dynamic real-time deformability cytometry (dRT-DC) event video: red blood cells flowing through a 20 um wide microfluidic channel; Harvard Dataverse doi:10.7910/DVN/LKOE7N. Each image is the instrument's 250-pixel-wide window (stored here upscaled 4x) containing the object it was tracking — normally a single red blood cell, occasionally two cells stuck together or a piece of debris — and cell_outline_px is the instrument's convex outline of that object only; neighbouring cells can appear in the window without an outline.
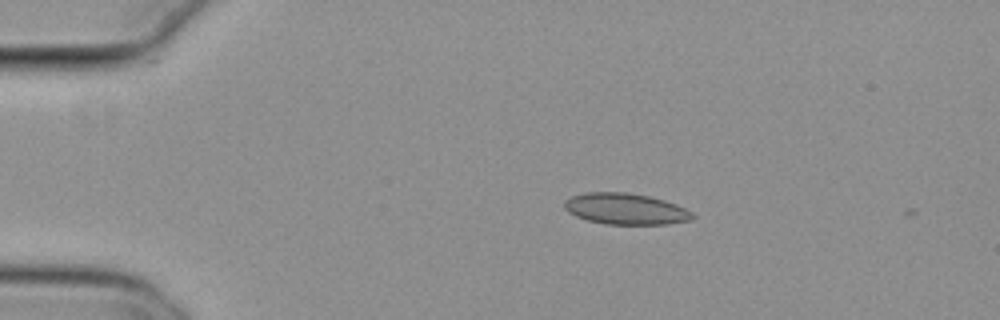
{"species": "common noctule bat (a hibernating species)", "species_latin": "Nyctalus noctula", "temperature_condition": "cold", "stored_images_in_passage": 4, "camera_frame_rate_fps": 3000, "um_per_image_px": 0.085, "animal": {"sex": "female", "body_mass_g": 29.2, "forearm_length_mm": 56.3}, "frame": {"image": 1, "passage_image": 1, "time_ms": 0.0, "image_size_px": [1000, 320], "cell_outline_px": [[696, 216], [688, 220], [668, 224], [604, 224], [588, 220], [576, 216], [568, 212], [564, 208], [564, 200], [572, 196], [584, 192], [624, 192], [648, 196], [664, 200], [676, 204], [692, 212]], "centroid_in_image_um": [53.14, 17.75], "position_along_channel_um": 31.9, "area_um2": 23.24}}